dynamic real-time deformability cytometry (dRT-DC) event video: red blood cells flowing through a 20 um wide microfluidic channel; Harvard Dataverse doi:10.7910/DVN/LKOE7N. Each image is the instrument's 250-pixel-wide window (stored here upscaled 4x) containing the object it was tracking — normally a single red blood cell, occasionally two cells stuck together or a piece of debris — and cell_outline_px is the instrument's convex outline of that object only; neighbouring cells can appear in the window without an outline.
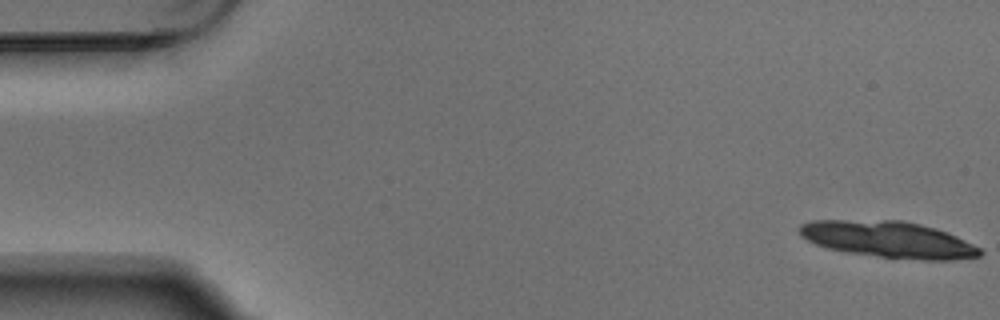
{"species": "Egyptian fruit bat (a non-hibernating species)", "species_latin": "Rousettus aegyptiacus", "temperature_condition": "warm", "stored_images_in_passage": 5, "camera_frame_rate_fps": 3000, "um_per_image_px": 0.085, "animal": {"sex": "male"}, "frame": {"image": 1, "passage_image": 1, "time_ms": 0.0, "image_size_px": [1000, 320], "cell_outline_px": [[984, 252], [980, 256], [952, 260], [920, 260], [880, 256], [848, 252], [828, 248], [816, 244], [800, 236], [800, 224], [812, 220], [900, 220], [920, 224], [936, 228], [948, 232], [980, 248]], "centroid_in_image_um": [75.53, 20.35], "position_along_channel_um": 9.5, "area_um2": 38.15}}